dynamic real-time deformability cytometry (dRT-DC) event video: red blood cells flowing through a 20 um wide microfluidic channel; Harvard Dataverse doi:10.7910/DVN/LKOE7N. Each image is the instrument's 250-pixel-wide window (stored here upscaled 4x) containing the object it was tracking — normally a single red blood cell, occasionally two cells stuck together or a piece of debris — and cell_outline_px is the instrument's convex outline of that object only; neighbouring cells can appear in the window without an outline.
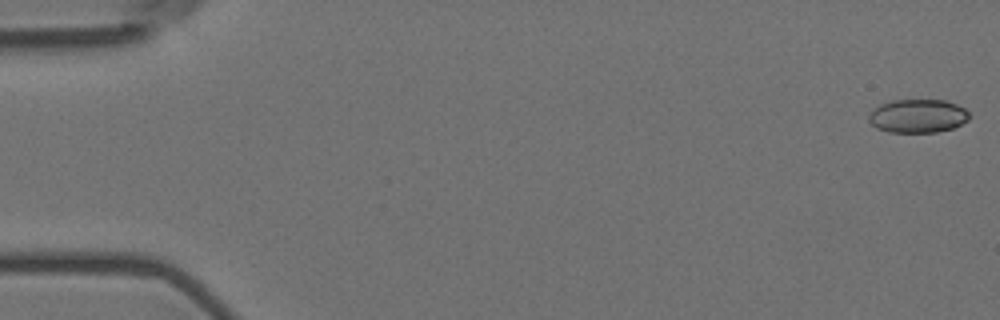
{"species": "Egyptian fruit bat (a non-hibernating species)", "species_latin": "Rousettus aegyptiacus", "temperature_condition": "room temperature", "stored_images_in_passage": 14, "camera_frame_rate_fps": 3000, "um_per_image_px": 0.085, "animal": {"sex": "female"}, "frame": {"image": 1, "passage_image": 1, "time_ms": 0.0, "image_size_px": [1000, 320], "cell_outline_px": [[972, 116], [968, 120], [952, 128], [936, 132], [888, 132], [876, 128], [868, 120], [868, 116], [872, 108], [880, 104], [892, 100], [944, 100], [956, 104], [964, 108]], "centroid_in_image_um": [77.99, 9.85], "position_along_channel_um": 7.0, "area_um2": 19.77}}